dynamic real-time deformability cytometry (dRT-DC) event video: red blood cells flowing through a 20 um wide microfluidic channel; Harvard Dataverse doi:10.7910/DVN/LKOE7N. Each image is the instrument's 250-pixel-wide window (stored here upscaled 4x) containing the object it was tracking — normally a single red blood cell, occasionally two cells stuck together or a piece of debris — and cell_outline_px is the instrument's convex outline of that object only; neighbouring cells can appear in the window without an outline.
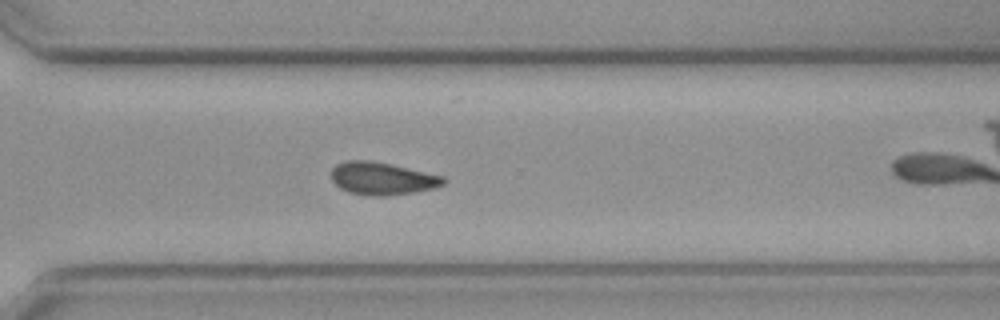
{"species": "common noctule bat (a hibernating species)", "species_latin": "Nyctalus noctula", "temperature_condition": "cold", "stored_images_in_passage": 37, "camera_frame_rate_fps": 3000, "um_per_image_px": 0.085, "animal": {"sex": "female", "body_mass_g": 19.3, "forearm_length_mm": 54.1}, "frame": {"image": 1, "passage_image": 21, "time_ms": 6.667, "image_size_px": [1000, 320], "cell_outline_px": [[448, 180], [444, 184], [436, 188], [412, 192], [384, 196], [372, 196], [348, 192], [340, 188], [332, 180], [332, 168], [336, 164], [348, 160], [368, 160], [388, 164], [444, 176]], "centroid_in_image_um": [32.49, 15.18], "position_along_channel_um": 338.1, "area_um2": 21.15}, "authors_computed_cell_mechanics": {"area_um2": 21.2126, "velocity_mm_per_s": 3.7455, "shape_relaxation_time_tau1_ms": 6.6949, "shape_relaxation_time_tau2_ms": null, "deformation_change_tau1": 0.1079, "deformation_change_tau2": null}}